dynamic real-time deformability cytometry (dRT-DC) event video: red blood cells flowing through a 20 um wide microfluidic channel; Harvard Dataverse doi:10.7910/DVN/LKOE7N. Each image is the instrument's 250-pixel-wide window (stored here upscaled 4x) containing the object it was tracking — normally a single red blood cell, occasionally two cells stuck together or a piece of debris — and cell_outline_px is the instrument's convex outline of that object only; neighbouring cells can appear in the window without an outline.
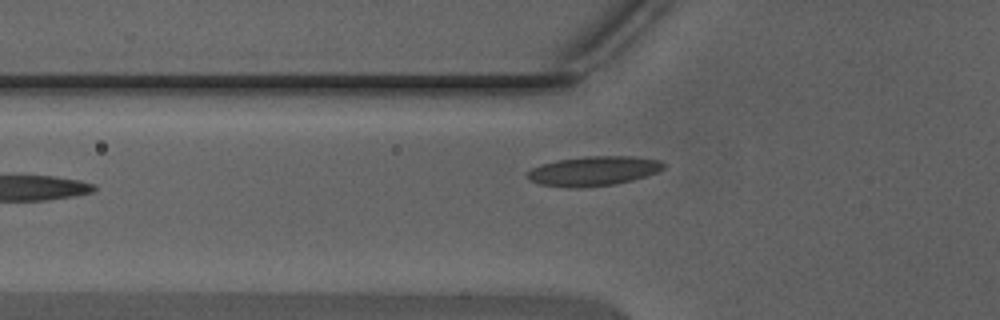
{"species": "Egyptian fruit bat (a non-hibernating species)", "species_latin": "Rousettus aegyptiacus", "temperature_condition": "warm", "stored_images_in_passage": 35, "segment_of_instrument_passage": [1, 2], "camera_frame_rate_fps": 3000, "um_per_image_px": 0.085, "animal": {"sex": "male"}, "frame": {"image": 1, "passage_image": 4, "time_ms": 1.0, "image_size_px": [1000, 320], "cell_outline_px": [[664, 168], [656, 172], [632, 180], [616, 184], [580, 188], [568, 188], [540, 184], [524, 176], [524, 172], [532, 168], [556, 160], [588, 156], [632, 156], [660, 160], [664, 164]], "centroid_in_image_um": [50.41, 14.54], "position_along_channel_um": 75.4, "area_um2": 23.47}}
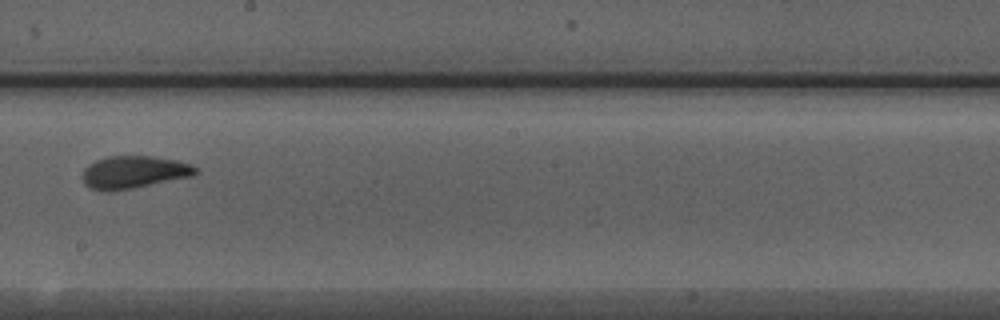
{"frame": {"image": 2, "passage_image": 15, "time_ms": 4.667, "image_size_px": [1000, 320], "cell_outline_px": [[200, 172], [192, 176], [132, 188], [108, 192], [88, 188], [84, 184], [84, 168], [88, 164], [96, 160], [108, 156], [152, 156], [176, 160], [192, 164]], "centroid_in_image_um": [11.38, 14.63], "position_along_channel_um": 236.8, "area_um2": 21.44}}
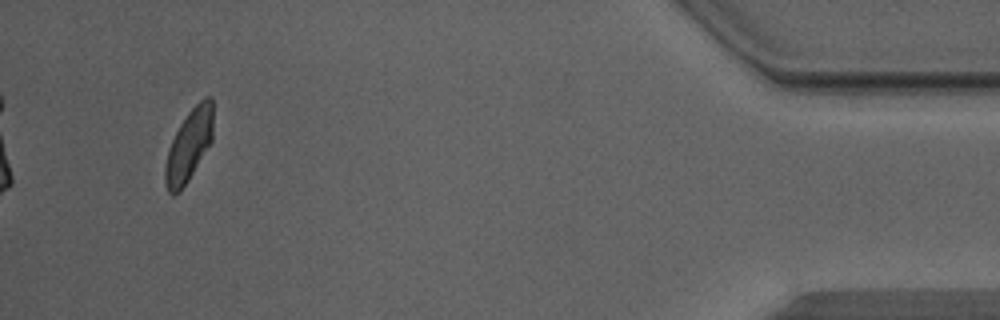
{"frame": {"image": 3, "passage_image": 32, "time_ms": 10.333, "image_size_px": [1000, 320], "cell_outline_px": [[212, 140], [188, 180], [180, 192], [172, 196], [168, 192], [164, 180], [164, 168], [168, 148], [180, 124], [188, 112], [204, 96], [212, 96]], "centroid_in_image_um": [16.03, 12.37], "position_along_channel_um": 419.2, "area_um2": 19.94}}